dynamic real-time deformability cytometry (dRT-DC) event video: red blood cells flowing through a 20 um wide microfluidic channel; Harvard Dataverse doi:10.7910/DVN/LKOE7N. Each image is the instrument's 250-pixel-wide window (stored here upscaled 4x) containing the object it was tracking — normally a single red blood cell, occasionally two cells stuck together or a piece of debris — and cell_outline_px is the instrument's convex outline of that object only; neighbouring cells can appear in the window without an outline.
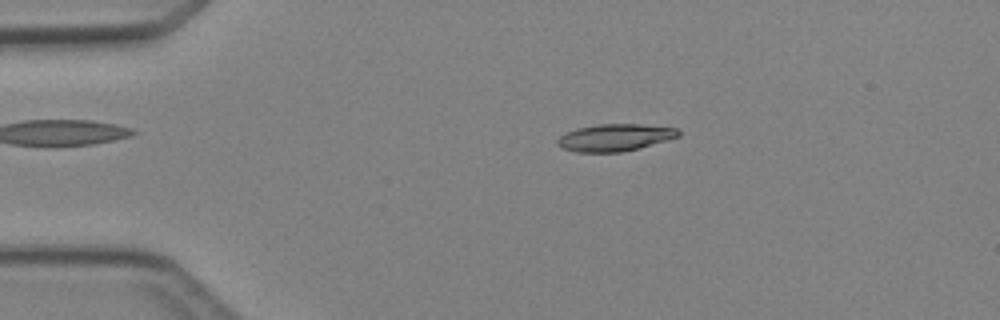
{"species": "Egyptian fruit bat (a non-hibernating species)", "species_latin": "Rousettus aegyptiacus", "temperature_condition": "cold", "stored_images_in_passage": 3, "camera_frame_rate_fps": 3000, "um_per_image_px": 0.085, "animal": {"sex": "female"}, "frame": {"image": 1, "passage_image": 2, "time_ms": 1.333, "image_size_px": [1000, 320], "cell_outline_px": [[680, 136], [636, 148], [620, 152], [576, 152], [560, 148], [556, 144], [556, 140], [560, 136], [568, 132], [580, 128], [596, 124], [640, 124], [676, 128], [680, 132]], "centroid_in_image_um": [52.22, 11.69], "position_along_channel_um": 32.8, "area_um2": 18.84}}